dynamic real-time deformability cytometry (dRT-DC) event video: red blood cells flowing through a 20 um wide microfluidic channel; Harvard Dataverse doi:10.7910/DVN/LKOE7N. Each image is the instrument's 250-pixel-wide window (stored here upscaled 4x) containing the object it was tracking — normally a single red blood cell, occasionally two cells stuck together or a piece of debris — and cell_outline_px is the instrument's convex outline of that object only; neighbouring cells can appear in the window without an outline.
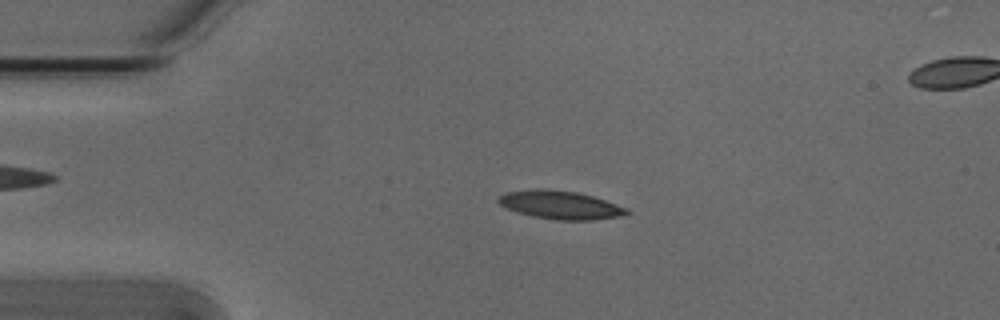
{"species": "Egyptian fruit bat (a non-hibernating species)", "species_latin": "Rousettus aegyptiacus", "temperature_condition": "cold", "stored_images_in_passage": 51, "camera_frame_rate_fps": 3000, "um_per_image_px": 0.085, "animal": {"sex": "male"}, "frame": {"image": 1, "passage_image": 11, "time_ms": 3.333, "image_size_px": [1000, 320], "cell_outline_px": [[632, 212], [620, 216], [592, 220], [556, 220], [532, 216], [516, 212], [500, 204], [496, 200], [500, 196], [508, 192], [536, 188], [540, 188], [576, 192], [592, 196], [628, 208]], "centroid_in_image_um": [47.63, 17.42], "position_along_channel_um": 37.4, "area_um2": 21.04}}
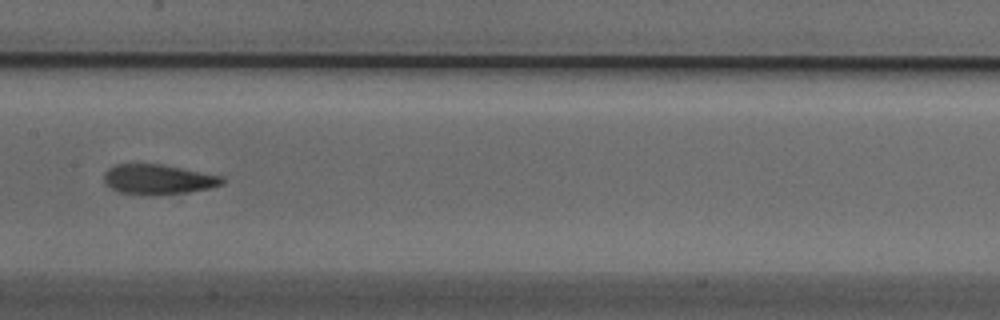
{"frame": {"image": 2, "passage_image": 26, "time_ms": 8.333, "image_size_px": [1000, 320], "cell_outline_px": [[224, 184], [208, 188], [188, 192], [160, 196], [148, 196], [120, 192], [104, 184], [104, 172], [108, 168], [116, 164], [160, 164], [224, 176]], "centroid_in_image_um": [13.43, 15.26], "position_along_channel_um": 194.0, "area_um2": 20.92}}
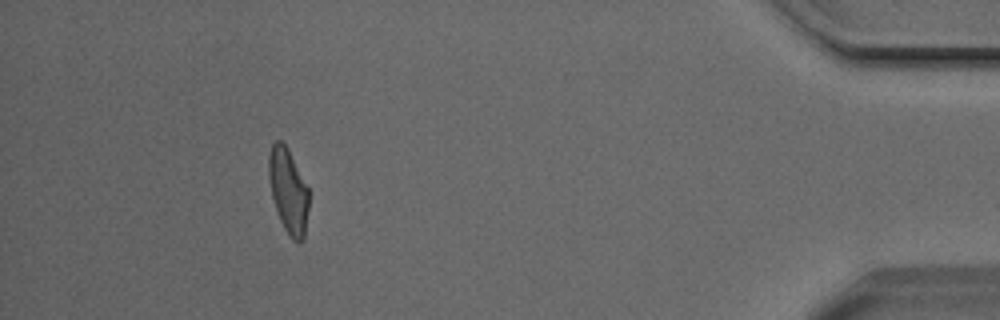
{"frame": {"image": 3, "passage_image": 48, "time_ms": 15.667, "image_size_px": [1000, 320], "cell_outline_px": [[308, 208], [304, 240], [300, 244], [296, 244], [288, 236], [280, 220], [272, 196], [268, 176], [268, 156], [272, 144], [276, 140], [280, 140], [288, 148], [308, 188]], "centroid_in_image_um": [24.5, 16.26], "position_along_channel_um": 410.7, "area_um2": 19.88}, "authors_computed_cell_mechanics": {"area_um2": 20.6924, "velocity_mm_per_s": 3.7948, "shape_relaxation_time_tau1_ms": 5.5191, "shape_relaxation_time_tau2_ms": 1.808, "deformation_change_tau1": 0.1716, "deformation_change_tau2": 0.0927}}